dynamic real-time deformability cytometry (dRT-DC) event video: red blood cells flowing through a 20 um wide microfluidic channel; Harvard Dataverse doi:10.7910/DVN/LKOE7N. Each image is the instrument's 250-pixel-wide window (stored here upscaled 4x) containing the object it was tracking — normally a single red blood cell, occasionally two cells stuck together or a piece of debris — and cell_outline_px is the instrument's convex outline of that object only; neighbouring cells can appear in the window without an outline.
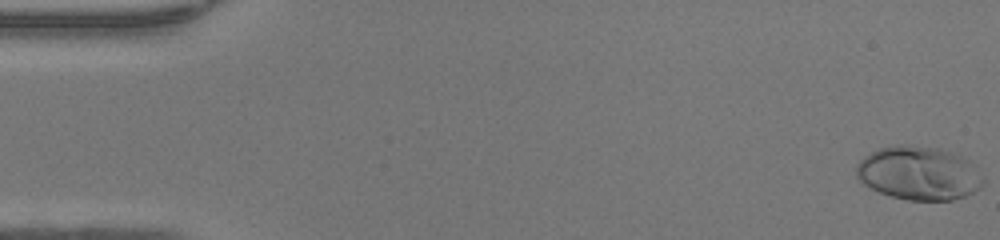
{"species": "human", "species_latin": "Homo sapiens", "temperature_condition": "warm", "stored_images_in_passage": 49, "camera_frame_rate_fps": 3000, "um_per_image_px": 0.085, "donor": {"sex": "female"}, "frame": {"image": 1, "passage_image": 1, "time_ms": 0.0, "image_size_px": [1000, 240], "cell_outline_px": [[984, 184], [980, 188], [964, 196], [952, 200], [908, 200], [892, 196], [880, 192], [864, 184], [856, 176], [856, 164], [864, 156], [880, 148], [940, 148], [952, 152], [968, 160], [984, 180]], "centroid_in_image_um": [78.1, 14.77], "position_along_channel_um": 6.9, "area_um2": 38.49}}
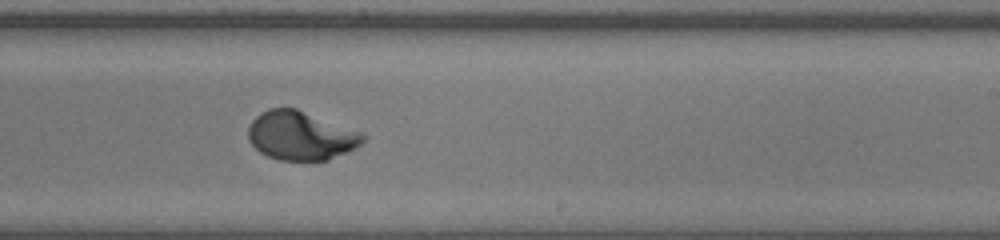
{"frame": {"image": 2, "passage_image": 30, "time_ms": 9.667, "image_size_px": [1000, 240], "cell_outline_px": [[368, 136], [360, 144], [328, 160], [280, 160], [268, 156], [260, 152], [248, 140], [248, 128], [252, 120], [260, 112], [268, 108], [296, 108], [360, 132]], "centroid_in_image_um": [25.52, 11.52], "position_along_channel_um": 263.5, "area_um2": 32.25}}
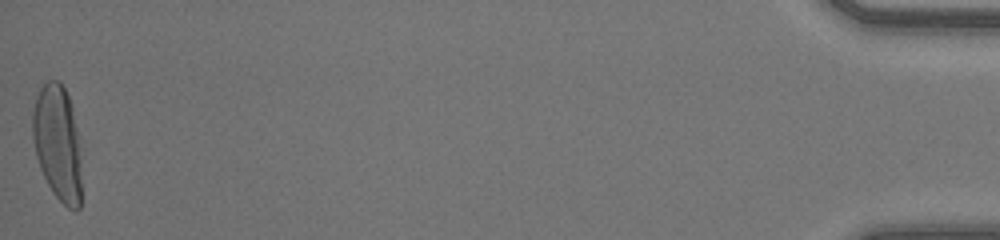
{"frame": {"image": 3, "passage_image": 49, "time_ms": 16.0, "image_size_px": [1000, 240], "cell_outline_px": [[80, 208], [76, 212], [68, 208], [52, 192], [40, 168], [36, 156], [32, 136], [32, 112], [36, 96], [40, 88], [48, 80], [60, 80], [72, 104], [76, 128], [80, 160]], "centroid_in_image_um": [4.87, 12.13], "position_along_channel_um": 430.3, "area_um2": 32.89}, "authors_computed_cell_mechanics": {"area_um2": 32.5992, "velocity_mm_per_s": 4.277, "shape_relaxation_time_tau1_ms": 3.0214, "shape_relaxation_time_tau2_ms": null, "deformation_change_tau1": 0.2164, "deformation_change_tau2": null}}